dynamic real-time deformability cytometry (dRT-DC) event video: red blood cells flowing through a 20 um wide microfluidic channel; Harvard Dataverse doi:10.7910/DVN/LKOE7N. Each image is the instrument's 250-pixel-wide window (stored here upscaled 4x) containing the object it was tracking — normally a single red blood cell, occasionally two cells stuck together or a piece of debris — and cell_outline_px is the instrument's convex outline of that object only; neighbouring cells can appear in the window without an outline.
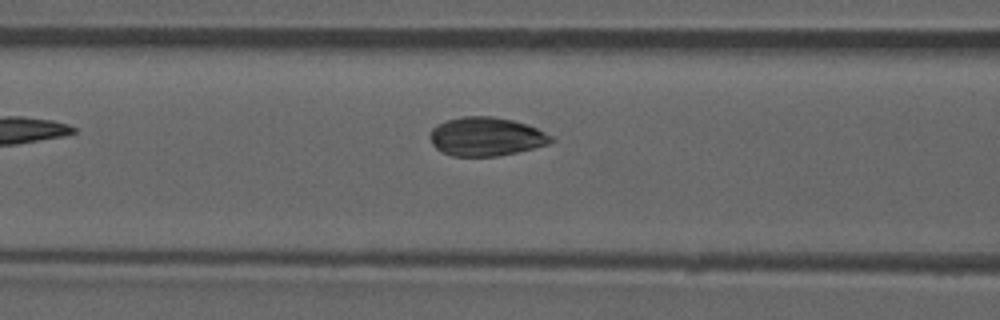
{"species": "common noctule bat (a hibernating species)", "species_latin": "Nyctalus noctula", "temperature_condition": "room temperature", "stored_images_in_passage": 8, "camera_frame_rate_fps": 3000, "um_per_image_px": 0.085, "animal": {"sex": "male", "forearm_length_mm": 52.5}, "frame": {"image": 1, "passage_image": 8, "time_ms": 8.667, "image_size_px": [1000, 320], "cell_outline_px": [[556, 140], [548, 144], [516, 152], [496, 156], [452, 156], [440, 152], [432, 144], [428, 136], [432, 128], [436, 124], [448, 120], [464, 116], [492, 116], [512, 120], [528, 124], [552, 136]], "centroid_in_image_um": [41.28, 11.61], "position_along_channel_um": 125.3, "area_um2": 27.4}}